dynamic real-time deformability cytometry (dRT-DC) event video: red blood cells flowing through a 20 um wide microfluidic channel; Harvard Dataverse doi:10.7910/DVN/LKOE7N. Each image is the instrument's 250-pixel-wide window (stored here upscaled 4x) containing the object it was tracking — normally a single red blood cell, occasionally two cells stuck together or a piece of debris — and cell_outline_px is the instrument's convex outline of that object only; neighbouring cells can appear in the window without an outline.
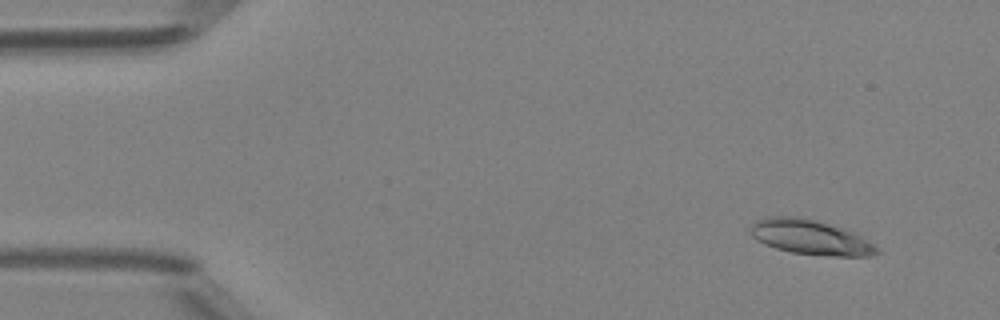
{"species": "Egyptian fruit bat (a non-hibernating species)", "species_latin": "Rousettus aegyptiacus", "temperature_condition": "room temperature", "stored_images_in_passage": 4, "camera_frame_rate_fps": 3000, "um_per_image_px": 0.085, "animal": {"sex": "female"}, "frame": {"image": 1, "passage_image": 1, "time_ms": 0.0, "image_size_px": [1000, 320], "cell_outline_px": [[880, 252], [872, 256], [824, 256], [792, 252], [776, 248], [764, 244], [756, 240], [752, 236], [752, 224], [756, 220], [764, 216], [800, 216], [816, 220], [852, 232], [880, 248]], "centroid_in_image_um": [68.87, 20.17], "position_along_channel_um": 16.1, "area_um2": 25.55}}
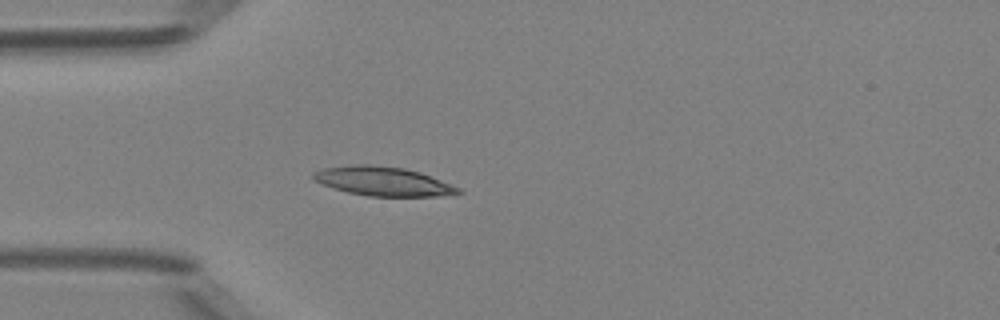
{"frame": {"image": 2, "passage_image": 4, "time_ms": 3.333, "image_size_px": [1000, 320], "cell_outline_px": [[464, 192], [456, 196], [368, 196], [348, 192], [312, 180], [312, 172], [320, 168], [352, 164], [368, 164], [404, 168], [420, 172], [460, 188]], "centroid_in_image_um": [32.58, 15.41], "position_along_channel_um": 52.4, "area_um2": 24.74}}